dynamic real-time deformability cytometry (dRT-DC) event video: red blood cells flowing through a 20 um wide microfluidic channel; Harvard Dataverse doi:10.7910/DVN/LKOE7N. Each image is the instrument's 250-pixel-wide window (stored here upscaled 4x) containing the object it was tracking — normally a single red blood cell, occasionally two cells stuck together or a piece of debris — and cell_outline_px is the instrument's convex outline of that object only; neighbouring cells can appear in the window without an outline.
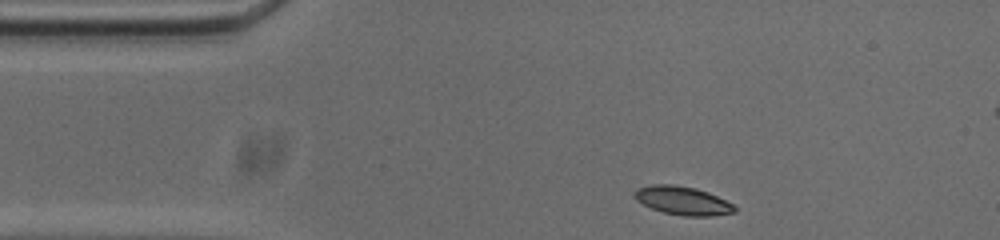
{"species": "common noctule bat (a hibernating species)", "species_latin": "Nyctalus noctula", "temperature_condition": "cold", "stored_images_in_passage": 47, "camera_frame_rate_fps": 3000, "um_per_image_px": 0.085, "animal": {"sex": "male", "body_mass_g": 20.0, "forearm_length_mm": 53.3}, "frame": {"image": 1, "passage_image": 1, "time_ms": 0.0, "image_size_px": [1000, 240], "cell_outline_px": [[736, 212], [712, 216], [684, 216], [664, 212], [652, 208], [636, 200], [632, 196], [632, 192], [636, 188], [652, 184], [672, 184], [696, 188], [708, 192], [732, 204], [736, 208]], "centroid_in_image_um": [57.98, 17.04], "position_along_channel_um": 27.0, "area_um2": 16.65}}
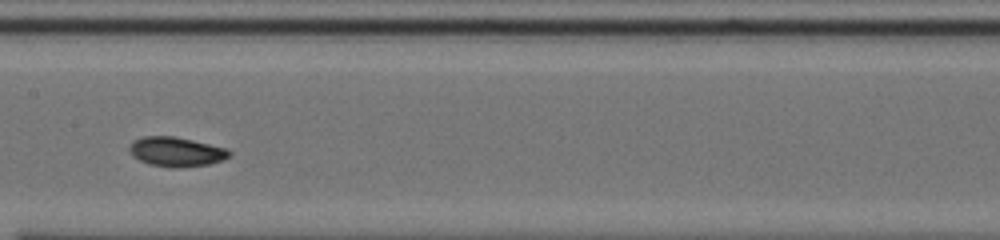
{"frame": {"image": 2, "passage_image": 18, "time_ms": 5.667, "image_size_px": [1000, 240], "cell_outline_px": [[232, 156], [224, 160], [208, 164], [176, 168], [172, 168], [148, 164], [132, 156], [128, 148], [132, 140], [144, 136], [172, 136], [192, 140], [228, 148], [232, 152]], "centroid_in_image_um": [14.99, 12.9], "position_along_channel_um": 192.4, "area_um2": 17.4}}
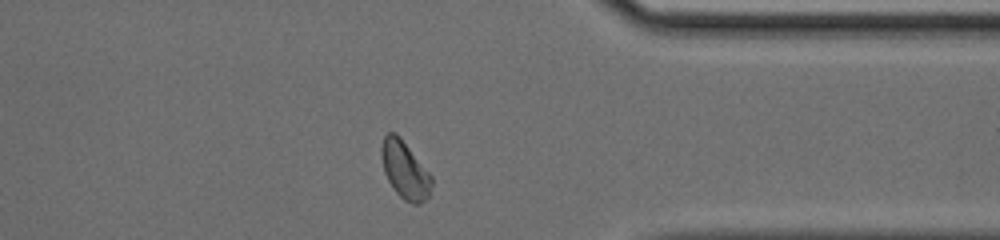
{"frame": {"image": 3, "passage_image": 34, "time_ms": 11.0, "image_size_px": [1000, 240], "cell_outline_px": [[432, 184], [428, 196], [420, 204], [412, 204], [404, 200], [396, 192], [388, 180], [384, 172], [380, 156], [380, 148], [384, 136], [388, 132], [396, 132], [400, 136], [432, 176]], "centroid_in_image_um": [34.39, 14.43], "position_along_channel_um": 377.0, "area_um2": 16.88}, "authors_computed_cell_mechanics": {"area_um2": 16.762, "velocity_mm_per_s": 3.709, "shape_relaxation_time_tau1_ms": 3.039, "shape_relaxation_time_tau2_ms": null, "deformation_change_tau1": 0.1126, "deformation_change_tau2": null}}